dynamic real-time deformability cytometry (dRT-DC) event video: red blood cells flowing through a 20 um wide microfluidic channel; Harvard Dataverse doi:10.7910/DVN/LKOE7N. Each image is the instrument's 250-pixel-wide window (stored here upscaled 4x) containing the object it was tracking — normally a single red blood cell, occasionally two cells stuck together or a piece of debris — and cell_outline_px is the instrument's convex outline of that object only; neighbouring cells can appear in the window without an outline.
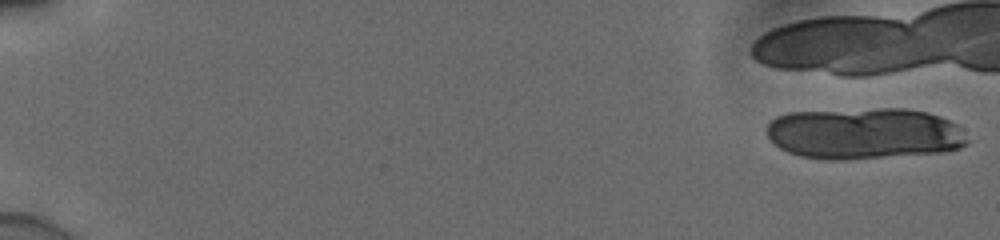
{"species": "human", "species_latin": "Homo sapiens", "temperature_condition": "cold", "stored_images_in_passage": 5, "camera_frame_rate_fps": 3000, "um_per_image_px": 0.085, "donor": {"sex": "male"}, "frame": {"image": 1, "passage_image": 1, "time_ms": 0.0, "image_size_px": [1000, 240], "cell_outline_px": [[968, 144], [960, 148], [948, 152], [844, 160], [828, 160], [800, 156], [788, 152], [780, 148], [768, 136], [768, 124], [776, 116], [788, 112], [880, 108], [904, 108], [924, 112], [948, 120], [956, 124], [968, 140]], "centroid_in_image_um": [73.46, 11.36], "position_along_channel_um": 11.5, "area_um2": 60.29}}